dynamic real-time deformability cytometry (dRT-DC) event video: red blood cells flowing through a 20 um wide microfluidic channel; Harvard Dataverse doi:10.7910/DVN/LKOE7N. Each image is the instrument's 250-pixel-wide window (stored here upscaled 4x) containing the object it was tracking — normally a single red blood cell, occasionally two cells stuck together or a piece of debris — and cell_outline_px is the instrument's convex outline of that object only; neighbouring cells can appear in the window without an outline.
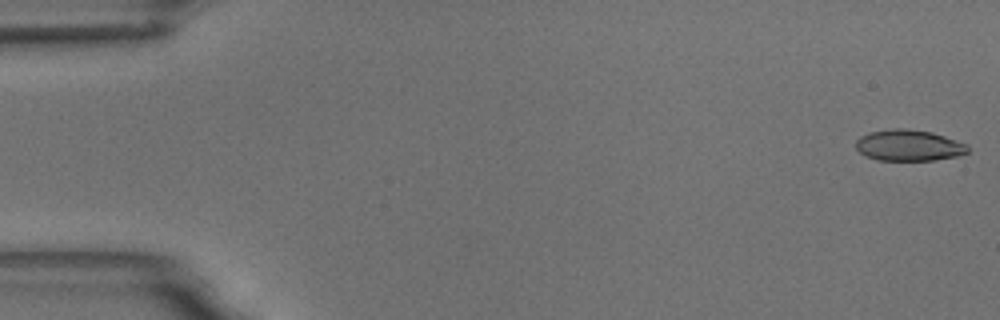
{"species": "common noctule bat (a hibernating species)", "species_latin": "Nyctalus noctula", "temperature_condition": "room temperature", "stored_images_in_passage": 58, "camera_frame_rate_fps": 3000, "um_per_image_px": 0.085, "animal": {"sex": "male", "body_mass_g": 18.8}, "frame": {"image": 1, "passage_image": 1, "time_ms": 0.0, "image_size_px": [1000, 320], "cell_outline_px": [[968, 152], [956, 156], [936, 160], [876, 160], [864, 156], [856, 148], [856, 140], [860, 136], [872, 132], [892, 128], [904, 128], [932, 132], [968, 144]], "centroid_in_image_um": [77.24, 12.36], "position_along_channel_um": 7.8, "area_um2": 20.35}}
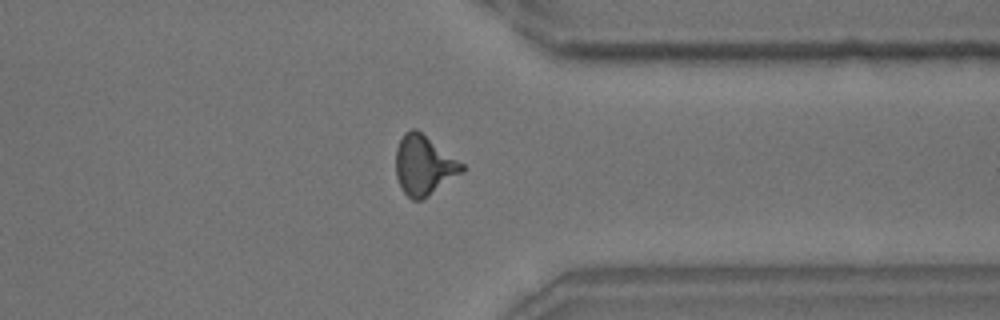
{"frame": {"image": 2, "passage_image": 45, "time_ms": 14.667, "image_size_px": [1000, 320], "cell_outline_px": [[464, 172], [424, 200], [412, 200], [400, 188], [396, 176], [396, 148], [404, 132], [412, 128], [416, 128], [464, 164]], "centroid_in_image_um": [36.03, 14.07], "position_along_channel_um": 375.4, "area_um2": 23.24}}
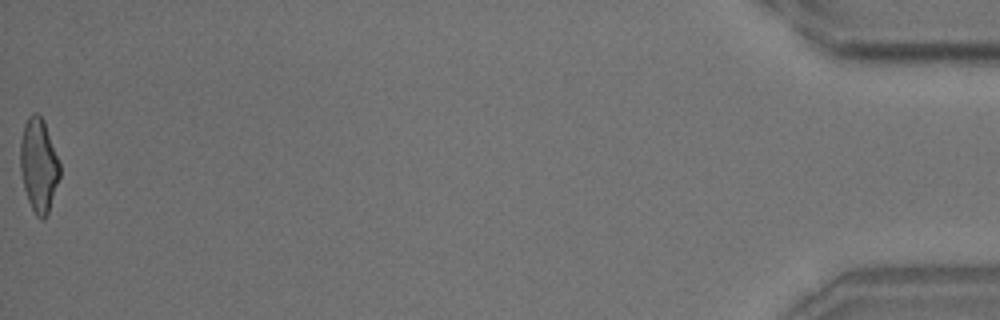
{"frame": {"image": 3, "passage_image": 58, "time_ms": 19.0, "image_size_px": [1000, 320], "cell_outline_px": [[60, 176], [48, 212], [44, 220], [36, 216], [28, 200], [24, 188], [20, 168], [20, 140], [24, 124], [28, 116], [32, 112], [36, 112], [44, 120], [60, 164]], "centroid_in_image_um": [3.28, 14.01], "position_along_channel_um": 431.9, "area_um2": 21.5}, "authors_computed_cell_mechanics": {"area_um2": 21.5594, "velocity_mm_per_s": 3.502, "shape_relaxation_time_tau1_ms": 4.3458, "shape_relaxation_time_tau2_ms": 1.8398, "deformation_change_tau1": 0.1612, "deformation_change_tau2": 0.099}}